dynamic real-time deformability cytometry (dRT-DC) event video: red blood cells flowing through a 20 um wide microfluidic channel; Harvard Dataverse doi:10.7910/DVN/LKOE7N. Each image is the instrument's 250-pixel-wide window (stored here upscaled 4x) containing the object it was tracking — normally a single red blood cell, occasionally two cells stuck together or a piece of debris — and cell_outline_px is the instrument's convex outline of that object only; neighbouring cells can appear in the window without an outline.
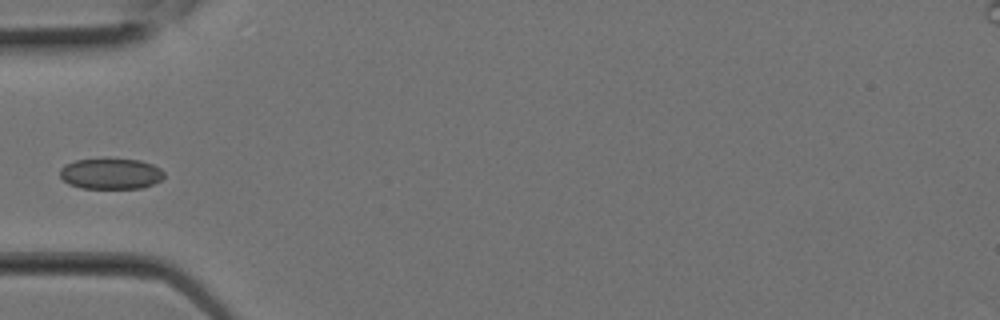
{"species": "Egyptian fruit bat (a non-hibernating species)", "species_latin": "Rousettus aegyptiacus", "temperature_condition": "room temperature", "stored_images_in_passage": 2, "camera_frame_rate_fps": 3000, "um_per_image_px": 0.085, "animal": {"sex": "female"}, "frame": {"image": 1, "passage_image": 2, "time_ms": 0.333, "image_size_px": [1000, 320], "cell_outline_px": [[164, 176], [160, 180], [144, 188], [80, 188], [68, 184], [60, 176], [60, 168], [64, 164], [76, 160], [108, 156], [140, 160], [152, 164], [160, 168], [164, 172]], "centroid_in_image_um": [9.4, 14.72], "position_along_channel_um": 75.6, "area_um2": 19.42}}